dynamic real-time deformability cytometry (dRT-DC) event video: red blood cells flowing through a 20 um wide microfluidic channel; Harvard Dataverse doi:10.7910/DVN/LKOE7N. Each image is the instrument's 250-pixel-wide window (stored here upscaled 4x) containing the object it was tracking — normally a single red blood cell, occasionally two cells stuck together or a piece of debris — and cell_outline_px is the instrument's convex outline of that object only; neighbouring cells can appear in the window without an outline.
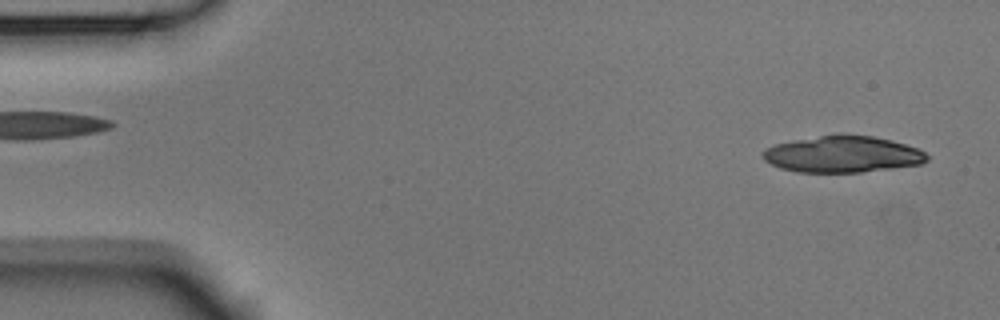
{"species": "Egyptian fruit bat (a non-hibernating species)", "species_latin": "Rousettus aegyptiacus", "temperature_condition": "room temperature", "stored_images_in_passage": 10, "camera_frame_rate_fps": 3000, "um_per_image_px": 0.085, "animal": {"sex": "male"}, "frame": {"image": 1, "passage_image": 2, "time_ms": 0.333, "image_size_px": [1000, 320], "cell_outline_px": [[928, 160], [920, 164], [860, 172], [796, 172], [780, 168], [764, 160], [764, 152], [768, 148], [776, 144], [792, 140], [836, 132], [840, 132], [872, 136], [892, 140], [916, 148], [924, 152], [928, 156]], "centroid_in_image_um": [71.61, 13.08], "position_along_channel_um": 13.4, "area_um2": 35.08}}